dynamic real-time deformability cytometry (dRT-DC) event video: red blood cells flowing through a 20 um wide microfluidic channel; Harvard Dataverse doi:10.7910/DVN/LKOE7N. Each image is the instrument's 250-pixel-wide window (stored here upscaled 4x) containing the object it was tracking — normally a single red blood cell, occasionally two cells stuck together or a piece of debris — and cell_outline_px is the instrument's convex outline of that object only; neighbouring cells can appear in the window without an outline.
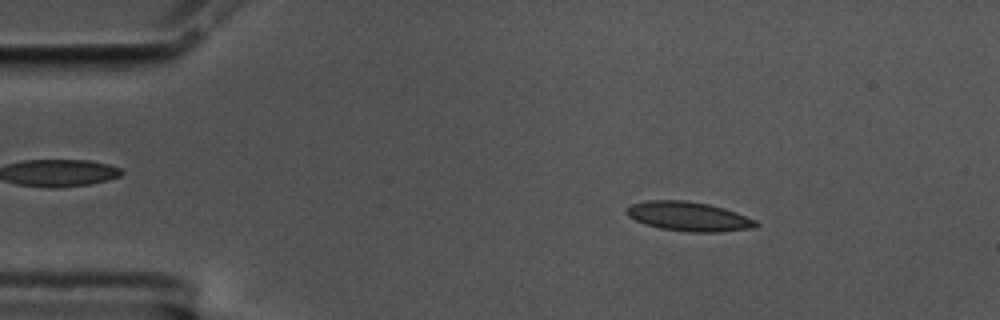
{"species": "common noctule bat (a hibernating species)", "species_latin": "Nyctalus noctula", "temperature_condition": "cold", "stored_images_in_passage": 57, "camera_frame_rate_fps": 3000, "um_per_image_px": 0.085, "animal": {"sex": "male", "body_mass_g": 17.5, "forearm_length_mm": 52.3}, "frame": {"image": 1, "passage_image": 9, "time_ms": 2.667, "image_size_px": [1000, 320], "cell_outline_px": [[760, 224], [756, 228], [720, 232], [688, 232], [660, 228], [644, 224], [628, 216], [624, 212], [624, 208], [632, 204], [648, 200], [684, 200], [708, 204], [724, 208], [736, 212], [756, 220]], "centroid_in_image_um": [58.53, 18.4], "position_along_channel_um": 26.5, "area_um2": 22.31}}
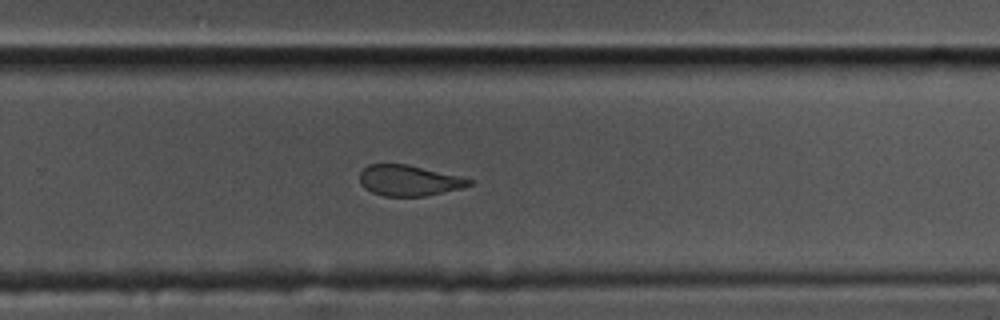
{"frame": {"image": 2, "passage_image": 37, "time_ms": 12.0, "image_size_px": [1000, 320], "cell_outline_px": [[476, 184], [460, 188], [424, 196], [384, 196], [372, 192], [364, 188], [360, 184], [360, 172], [368, 164], [404, 164], [460, 176], [476, 180]], "centroid_in_image_um": [34.77, 15.34], "position_along_channel_um": 295.0, "area_um2": 19.54}}
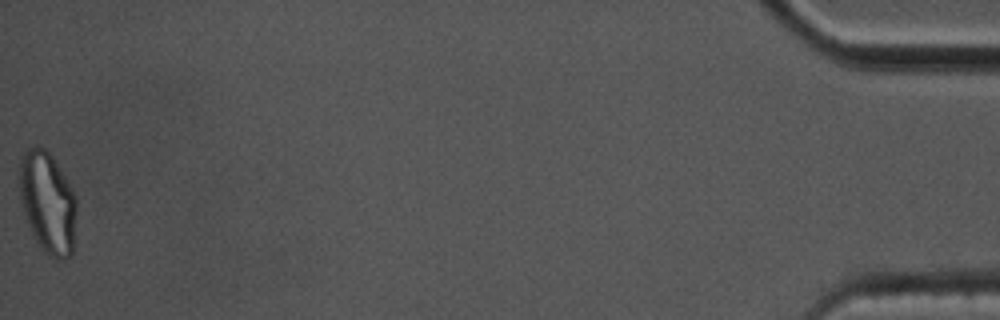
{"frame": {"image": 3, "passage_image": 57, "time_ms": 18.667, "image_size_px": [1000, 320], "cell_outline_px": [[76, 212], [72, 256], [64, 260], [56, 260], [44, 252], [36, 240], [28, 224], [20, 200], [20, 156], [24, 148], [28, 144], [36, 144], [44, 148], [52, 156], [76, 196]], "centroid_in_image_um": [4.04, 17.19], "position_along_channel_um": 431.2, "area_um2": 34.1}, "authors_computed_cell_mechanics": {"area_um2": 21.2704, "velocity_mm_per_s": 3.526, "shape_relaxation_time_tau1_ms": 4.8221, "shape_relaxation_time_tau2_ms": 2.3249, "deformation_change_tau1": 0.1648, "deformation_change_tau2": 0.1035}}